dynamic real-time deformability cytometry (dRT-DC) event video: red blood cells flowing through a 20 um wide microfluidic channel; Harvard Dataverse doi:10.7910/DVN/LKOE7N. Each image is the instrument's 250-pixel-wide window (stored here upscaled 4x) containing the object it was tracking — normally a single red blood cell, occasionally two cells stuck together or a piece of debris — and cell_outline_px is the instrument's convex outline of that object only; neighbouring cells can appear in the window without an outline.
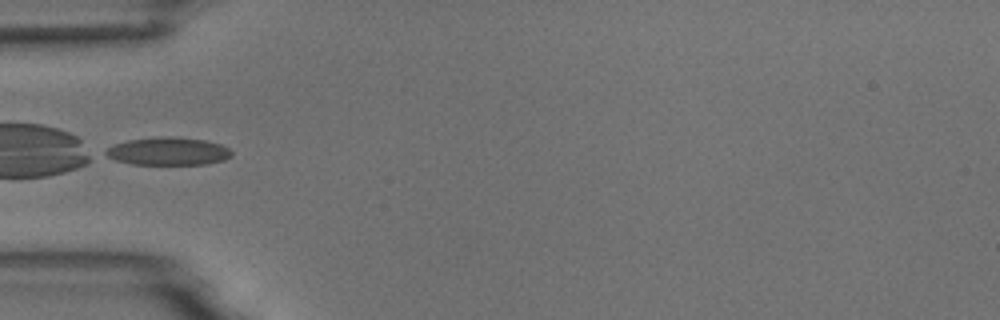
{"species": "common noctule bat (a hibernating species)", "species_latin": "Nyctalus noctula", "temperature_condition": "room temperature", "stored_images_in_passage": 5, "camera_frame_rate_fps": 3000, "um_per_image_px": 0.085, "animal": {"sex": "male", "body_mass_g": 18.8}, "frame": {"image": 1, "passage_image": 5, "time_ms": 4.667, "image_size_px": [1000, 320], "cell_outline_px": [[232, 156], [224, 160], [208, 164], [132, 164], [116, 160], [108, 156], [104, 152], [108, 148], [116, 144], [128, 140], [160, 136], [176, 136], [204, 140], [220, 144], [228, 148], [232, 152]], "centroid_in_image_um": [14.33, 12.85], "position_along_channel_um": 70.7, "area_um2": 20.4}}